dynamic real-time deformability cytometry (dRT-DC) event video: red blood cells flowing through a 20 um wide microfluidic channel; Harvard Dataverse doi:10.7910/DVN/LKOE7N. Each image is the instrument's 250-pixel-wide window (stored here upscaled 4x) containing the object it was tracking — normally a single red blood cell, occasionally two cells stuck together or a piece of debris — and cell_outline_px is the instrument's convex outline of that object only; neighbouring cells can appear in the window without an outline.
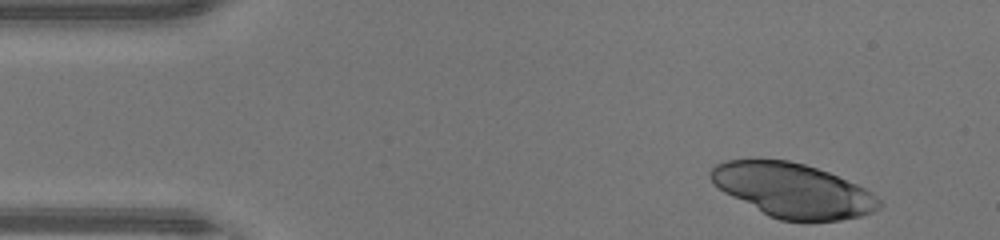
{"species": "human", "species_latin": "Homo sapiens", "temperature_condition": "warm", "stored_images_in_passage": 13, "camera_frame_rate_fps": 3000, "um_per_image_px": 0.085, "donor": {"sex": "male"}, "frame": {"image": 1, "passage_image": 1, "time_ms": 0.0, "image_size_px": [1000, 240], "cell_outline_px": [[884, 204], [880, 208], [872, 212], [860, 216], [840, 220], [780, 220], [768, 216], [724, 192], [712, 184], [708, 176], [708, 172], [716, 164], [724, 160], [788, 160], [804, 164], [828, 172], [856, 184], [872, 192]], "centroid_in_image_um": [67.37, 16.17], "position_along_channel_um": 17.6, "area_um2": 52.94}}